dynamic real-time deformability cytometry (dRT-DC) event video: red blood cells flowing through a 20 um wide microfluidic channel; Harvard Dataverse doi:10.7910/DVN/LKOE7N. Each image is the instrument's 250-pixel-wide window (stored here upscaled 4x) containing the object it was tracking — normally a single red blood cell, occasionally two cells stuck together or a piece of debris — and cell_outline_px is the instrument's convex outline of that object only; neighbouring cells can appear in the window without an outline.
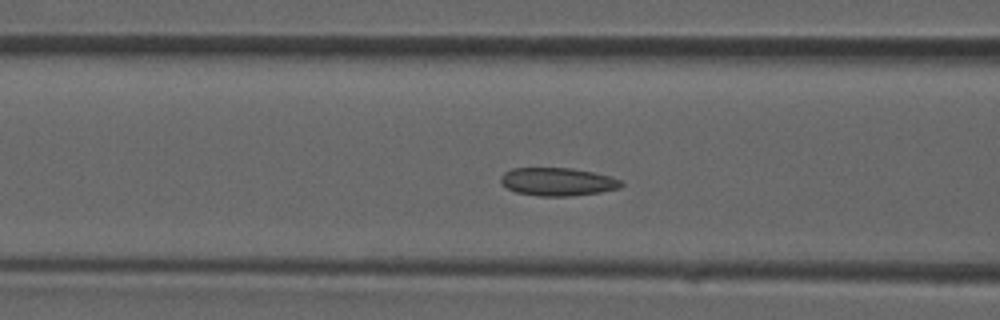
{"species": "common noctule bat (a hibernating species)", "species_latin": "Nyctalus noctula", "temperature_condition": "room temperature", "stored_images_in_passage": 31, "camera_frame_rate_fps": 3000, "um_per_image_px": 0.085, "animal": {"sex": "male", "forearm_length_mm": 52.5}, "frame": {"image": 1, "passage_image": 11, "time_ms": 3.333, "image_size_px": [1000, 320], "cell_outline_px": [[624, 184], [620, 188], [600, 192], [568, 196], [540, 196], [516, 192], [508, 188], [500, 180], [500, 176], [504, 172], [512, 168], [572, 168], [612, 176], [620, 180]], "centroid_in_image_um": [47.41, 15.44], "position_along_channel_um": 119.2, "area_um2": 19.65}}
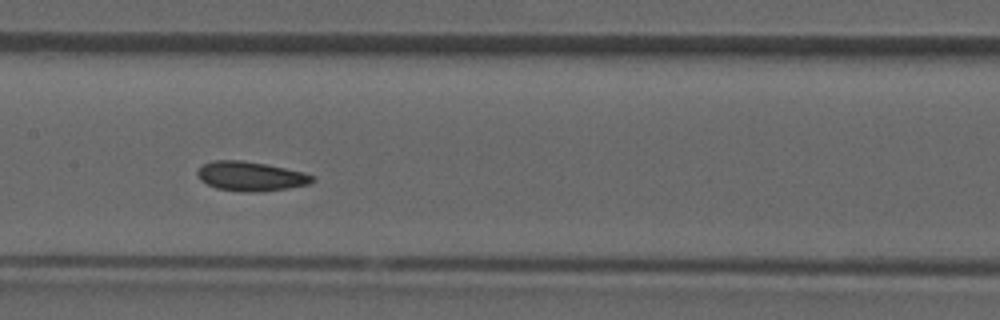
{"frame": {"image": 2, "passage_image": 15, "time_ms": 4.667, "image_size_px": [1000, 320], "cell_outline_px": [[316, 180], [308, 184], [288, 188], [252, 192], [248, 192], [216, 188], [200, 180], [196, 172], [204, 164], [212, 160], [240, 160], [264, 164], [304, 172], [316, 176]], "centroid_in_image_um": [21.32, 14.98], "position_along_channel_um": 186.1, "area_um2": 19.48}}
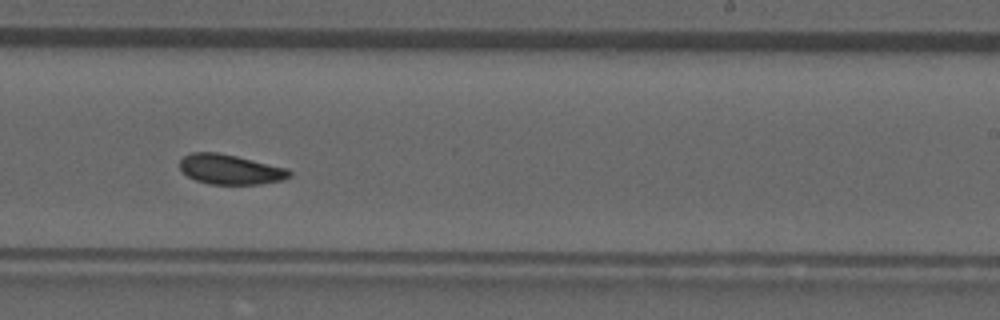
{"frame": {"image": 3, "passage_image": 20, "time_ms": 6.333, "image_size_px": [1000, 320], "cell_outline_px": [[292, 176], [280, 180], [260, 184], [208, 184], [196, 180], [188, 176], [180, 168], [180, 160], [184, 156], [192, 152], [216, 152], [236, 156], [288, 168], [292, 172]], "centroid_in_image_um": [19.58, 14.4], "position_along_channel_um": 269.4, "area_um2": 19.02}}